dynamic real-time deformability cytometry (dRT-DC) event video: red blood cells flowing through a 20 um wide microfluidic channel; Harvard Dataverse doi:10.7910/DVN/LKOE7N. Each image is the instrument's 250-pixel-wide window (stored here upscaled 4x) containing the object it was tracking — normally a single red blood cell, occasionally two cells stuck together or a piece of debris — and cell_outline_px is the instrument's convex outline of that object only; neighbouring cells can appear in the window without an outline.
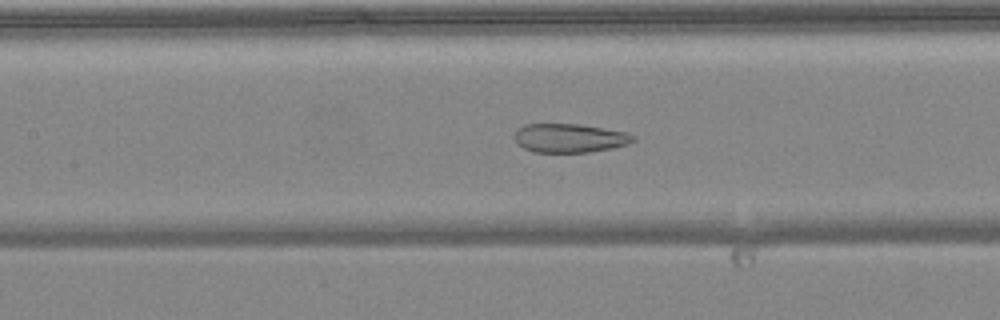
{"species": "common noctule bat (a hibernating species)", "species_latin": "Nyctalus noctula", "temperature_condition": "warm", "stored_images_in_passage": 51, "camera_frame_rate_fps": 3000, "um_per_image_px": 0.085, "animal": {"sex": "female", "body_mass_g": 24.6, "forearm_length_mm": 56.2}, "frame": {"image": 1, "passage_image": 23, "time_ms": 7.333, "image_size_px": [1000, 320], "cell_outline_px": [[636, 140], [628, 144], [612, 148], [588, 152], [532, 152], [516, 144], [512, 136], [516, 128], [524, 124], [576, 124], [628, 132], [636, 136]], "centroid_in_image_um": [48.37, 11.73], "position_along_channel_um": 159.0, "area_um2": 20.23}}
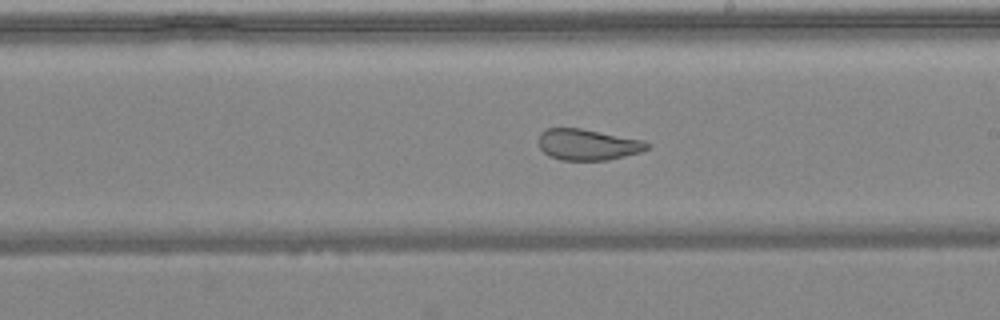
{"frame": {"image": 2, "passage_image": 29, "time_ms": 9.333, "image_size_px": [1000, 320], "cell_outline_px": [[652, 144], [648, 148], [640, 152], [608, 160], [560, 160], [548, 156], [540, 148], [540, 132], [548, 128], [580, 128], [644, 140]], "centroid_in_image_um": [49.97, 12.29], "position_along_channel_um": 239.0, "area_um2": 19.65}}
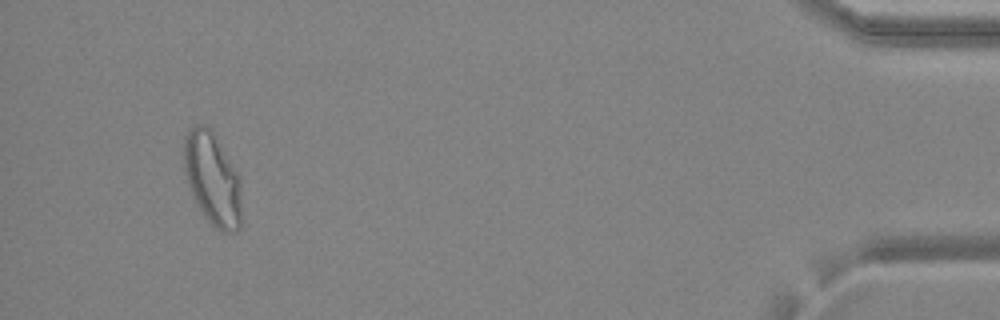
{"frame": {"image": 3, "passage_image": 48, "time_ms": 15.667, "image_size_px": [1000, 320], "cell_outline_px": [[240, 228], [236, 232], [220, 232], [208, 220], [196, 204], [192, 196], [184, 172], [184, 136], [188, 128], [196, 124], [204, 124], [212, 128], [240, 176]], "centroid_in_image_um": [18.04, 15.16], "position_along_channel_um": 417.2, "area_um2": 31.56}, "authors_computed_cell_mechanics": {"area_um2": 26.7036, "velocity_mm_per_s": 4.0126, "shape_relaxation_time_tau1_ms": null, "shape_relaxation_time_tau2_ms": 1.2917, "deformation_change_tau1": null, "deformation_change_tau2": 0.0818}}